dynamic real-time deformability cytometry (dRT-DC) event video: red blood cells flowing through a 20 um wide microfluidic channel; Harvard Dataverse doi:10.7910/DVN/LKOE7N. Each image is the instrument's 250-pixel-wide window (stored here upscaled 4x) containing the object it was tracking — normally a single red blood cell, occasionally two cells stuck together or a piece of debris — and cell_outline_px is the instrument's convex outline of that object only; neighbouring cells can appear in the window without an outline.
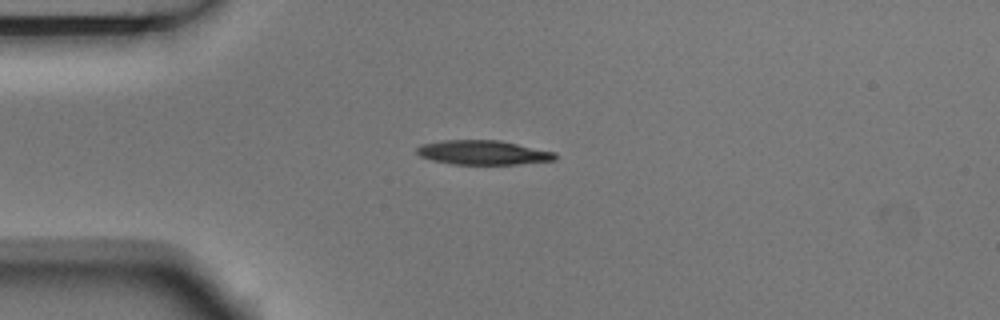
{"species": "Egyptian fruit bat (a non-hibernating species)", "species_latin": "Rousettus aegyptiacus", "temperature_condition": "room temperature", "stored_images_in_passage": 5, "camera_frame_rate_fps": 3000, "um_per_image_px": 0.085, "animal": {"sex": "male"}, "frame": {"image": 1, "passage_image": 3, "time_ms": 0.667, "image_size_px": [1000, 320], "cell_outline_px": [[556, 160], [516, 164], [452, 164], [432, 160], [420, 156], [416, 152], [416, 148], [420, 144], [440, 140], [500, 140], [556, 152]], "centroid_in_image_um": [41.04, 12.96], "position_along_channel_um": 44.0, "area_um2": 19.71}}
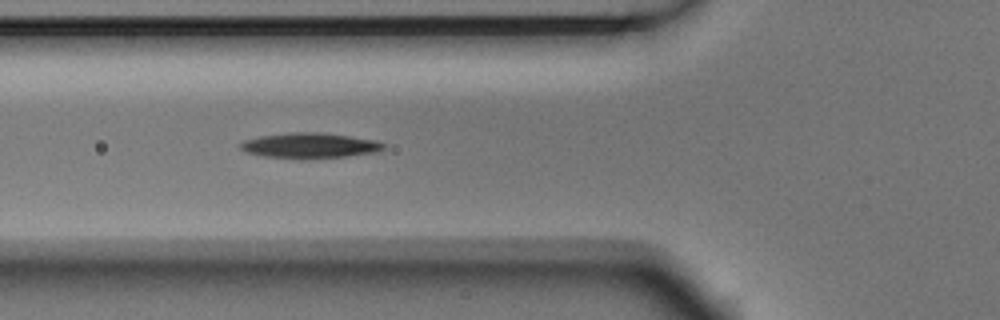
{"frame": {"image": 2, "passage_image": 5, "time_ms": 1.333, "image_size_px": [1000, 320], "cell_outline_px": [[384, 148], [376, 152], [348, 156], [300, 160], [264, 156], [248, 152], [240, 148], [240, 144], [244, 140], [260, 136], [292, 132], [320, 132], [376, 140], [384, 144]], "centroid_in_image_um": [26.32, 12.38], "position_along_channel_um": 99.5, "area_um2": 21.21}}